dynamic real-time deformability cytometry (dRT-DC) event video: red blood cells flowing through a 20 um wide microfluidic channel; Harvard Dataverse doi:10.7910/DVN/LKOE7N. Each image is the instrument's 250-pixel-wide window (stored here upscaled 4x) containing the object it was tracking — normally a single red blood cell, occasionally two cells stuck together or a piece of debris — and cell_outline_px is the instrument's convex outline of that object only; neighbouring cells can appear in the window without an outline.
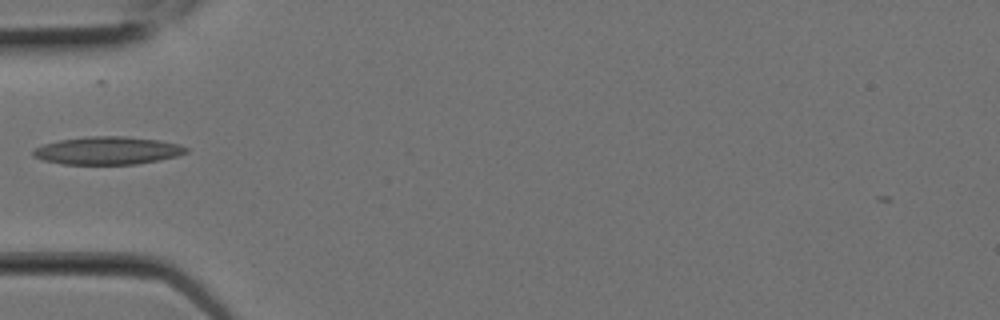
{"species": "Egyptian fruit bat (a non-hibernating species)", "species_latin": "Rousettus aegyptiacus", "temperature_condition": "room temperature", "stored_images_in_passage": 10, "camera_frame_rate_fps": 3000, "um_per_image_px": 0.085, "animal": {"sex": "female"}, "frame": {"image": 1, "passage_image": 1, "time_ms": 0.0, "image_size_px": [1000, 320], "cell_outline_px": [[188, 152], [176, 156], [160, 160], [136, 164], [64, 164], [44, 160], [32, 156], [32, 152], [36, 148], [44, 144], [60, 140], [88, 136], [124, 136], [160, 140], [180, 144], [188, 148]], "centroid_in_image_um": [9.18, 12.79], "position_along_channel_um": 75.8, "area_um2": 24.8}}
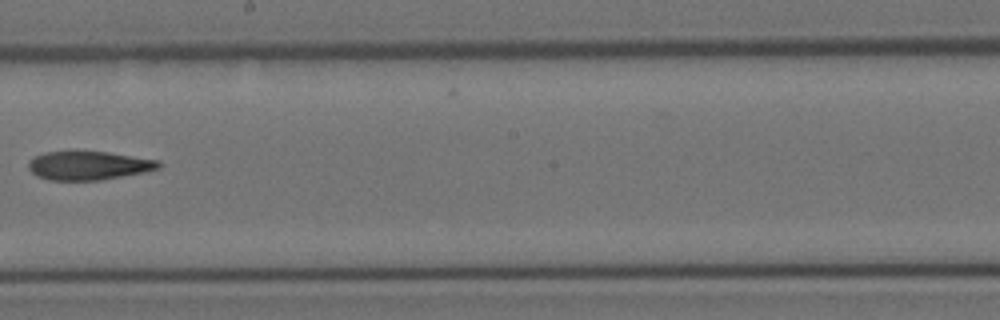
{"frame": {"image": 2, "passage_image": 6, "time_ms": 1.667, "image_size_px": [1000, 320], "cell_outline_px": [[160, 168], [144, 172], [100, 180], [48, 180], [36, 176], [28, 168], [28, 160], [44, 152], [108, 152], [160, 160]], "centroid_in_image_um": [7.52, 14.07], "position_along_channel_um": 240.7, "area_um2": 21.68}}
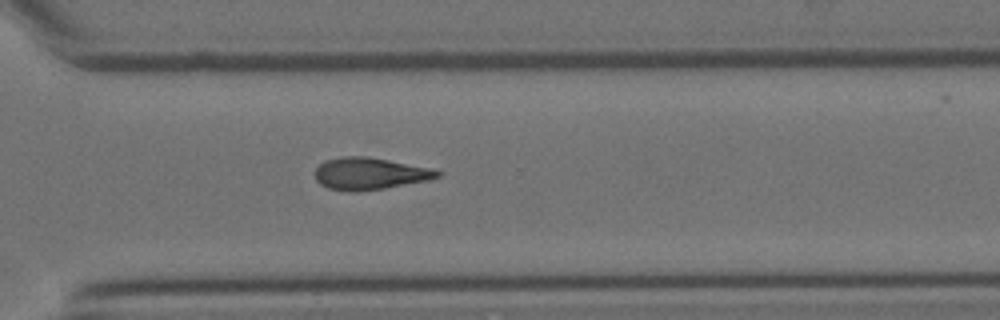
{"frame": {"image": 3, "passage_image": 9, "time_ms": 2.667, "image_size_px": [1000, 320], "cell_outline_px": [[440, 176], [428, 180], [384, 188], [356, 192], [348, 192], [328, 188], [320, 184], [316, 180], [316, 168], [324, 160], [344, 156], [368, 156], [432, 168], [440, 172]], "centroid_in_image_um": [31.4, 14.75], "position_along_channel_um": 339.2, "area_um2": 22.83}}